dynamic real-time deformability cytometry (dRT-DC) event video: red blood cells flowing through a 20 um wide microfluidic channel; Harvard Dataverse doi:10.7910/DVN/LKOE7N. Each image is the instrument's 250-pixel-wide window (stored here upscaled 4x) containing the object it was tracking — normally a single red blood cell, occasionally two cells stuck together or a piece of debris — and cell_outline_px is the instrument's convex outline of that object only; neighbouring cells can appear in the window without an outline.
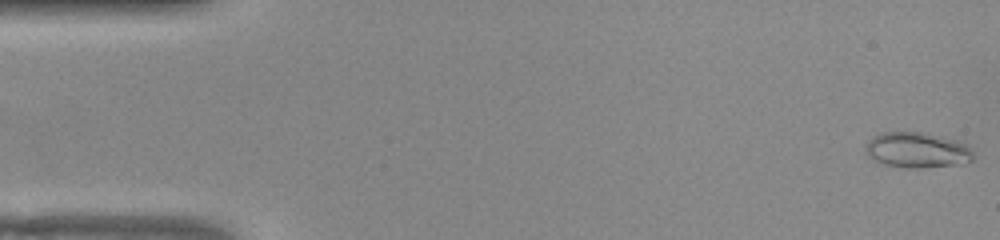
{"species": "common noctule bat (a hibernating species)", "species_latin": "Nyctalus noctula", "temperature_condition": "warm", "stored_images_in_passage": 52, "camera_frame_rate_fps": 3000, "um_per_image_px": 0.085, "animal": {"sex": "female", "body_mass_g": 22.0, "forearm_length_mm": 56.7}, "frame": {"image": 1, "passage_image": 1, "time_ms": 0.0, "image_size_px": [1000, 240], "cell_outline_px": [[976, 156], [972, 160], [956, 164], [916, 168], [908, 168], [880, 164], [868, 156], [864, 144], [868, 140], [884, 132], [928, 132], [960, 140]], "centroid_in_image_um": [77.94, 12.74], "position_along_channel_um": 7.1, "area_um2": 22.43}}
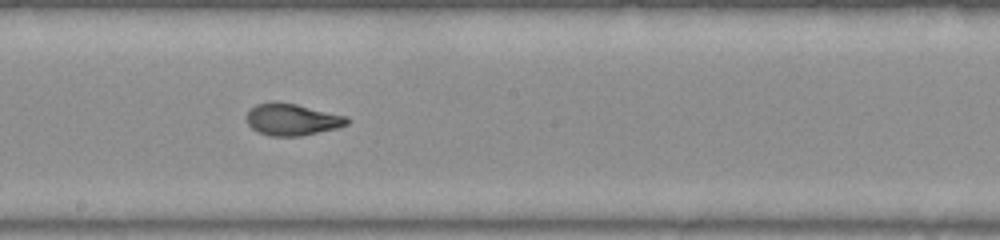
{"frame": {"image": 2, "passage_image": 28, "time_ms": 9.0, "image_size_px": [1000, 240], "cell_outline_px": [[348, 124], [336, 128], [300, 136], [268, 136], [252, 128], [248, 124], [248, 112], [256, 104], [272, 100], [296, 104], [348, 116]], "centroid_in_image_um": [24.83, 10.14], "position_along_channel_um": 223.4, "area_um2": 18.55}}
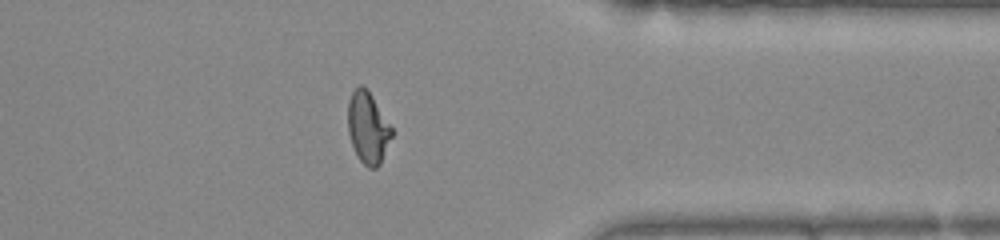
{"frame": {"image": 3, "passage_image": 41, "time_ms": 13.333, "image_size_px": [1000, 240], "cell_outline_px": [[392, 136], [380, 164], [376, 168], [368, 168], [356, 156], [348, 132], [348, 100], [352, 92], [360, 84], [368, 88], [392, 128]], "centroid_in_image_um": [31.26, 10.84], "position_along_channel_um": 380.1, "area_um2": 18.32}, "authors_computed_cell_mechanics": {"area_um2": 18.8139, "velocity_mm_per_s": 3.9028, "shape_relaxation_time_tau1_ms": 4.8818, "shape_relaxation_time_tau2_ms": 0.8945, "deformation_change_tau1": 0.2381, "deformation_change_tau2": 0.0629}}